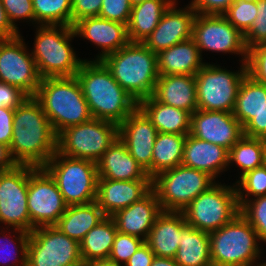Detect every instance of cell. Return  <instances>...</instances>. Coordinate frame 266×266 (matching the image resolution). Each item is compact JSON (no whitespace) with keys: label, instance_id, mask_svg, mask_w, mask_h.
<instances>
[{"label":"cell","instance_id":"cell-50","mask_svg":"<svg viewBox=\"0 0 266 266\" xmlns=\"http://www.w3.org/2000/svg\"><path fill=\"white\" fill-rule=\"evenodd\" d=\"M14 113V109L0 107V143L7 146L11 144Z\"/></svg>","mask_w":266,"mask_h":266},{"label":"cell","instance_id":"cell-11","mask_svg":"<svg viewBox=\"0 0 266 266\" xmlns=\"http://www.w3.org/2000/svg\"><path fill=\"white\" fill-rule=\"evenodd\" d=\"M232 72L206 63L195 75L198 109L232 113L243 78L248 74L247 63Z\"/></svg>","mask_w":266,"mask_h":266},{"label":"cell","instance_id":"cell-15","mask_svg":"<svg viewBox=\"0 0 266 266\" xmlns=\"http://www.w3.org/2000/svg\"><path fill=\"white\" fill-rule=\"evenodd\" d=\"M22 36L0 40V82L11 84L34 97L41 83L34 58Z\"/></svg>","mask_w":266,"mask_h":266},{"label":"cell","instance_id":"cell-27","mask_svg":"<svg viewBox=\"0 0 266 266\" xmlns=\"http://www.w3.org/2000/svg\"><path fill=\"white\" fill-rule=\"evenodd\" d=\"M191 38L157 54L159 75H196L206 64Z\"/></svg>","mask_w":266,"mask_h":266},{"label":"cell","instance_id":"cell-17","mask_svg":"<svg viewBox=\"0 0 266 266\" xmlns=\"http://www.w3.org/2000/svg\"><path fill=\"white\" fill-rule=\"evenodd\" d=\"M190 135L228 150L244 135L233 113L197 109L191 114Z\"/></svg>","mask_w":266,"mask_h":266},{"label":"cell","instance_id":"cell-38","mask_svg":"<svg viewBox=\"0 0 266 266\" xmlns=\"http://www.w3.org/2000/svg\"><path fill=\"white\" fill-rule=\"evenodd\" d=\"M236 181L235 187L238 201H248L249 196L266 195V166L248 171ZM245 192V193H244ZM245 194V195H244Z\"/></svg>","mask_w":266,"mask_h":266},{"label":"cell","instance_id":"cell-12","mask_svg":"<svg viewBox=\"0 0 266 266\" xmlns=\"http://www.w3.org/2000/svg\"><path fill=\"white\" fill-rule=\"evenodd\" d=\"M80 243L55 226H42L30 232L27 266H72L82 262Z\"/></svg>","mask_w":266,"mask_h":266},{"label":"cell","instance_id":"cell-5","mask_svg":"<svg viewBox=\"0 0 266 266\" xmlns=\"http://www.w3.org/2000/svg\"><path fill=\"white\" fill-rule=\"evenodd\" d=\"M34 49L35 60L41 78L75 76L84 60L76 56L70 44L75 32L65 25H37Z\"/></svg>","mask_w":266,"mask_h":266},{"label":"cell","instance_id":"cell-29","mask_svg":"<svg viewBox=\"0 0 266 266\" xmlns=\"http://www.w3.org/2000/svg\"><path fill=\"white\" fill-rule=\"evenodd\" d=\"M105 217L96 201L84 205H71L67 206L54 226L80 243L84 236Z\"/></svg>","mask_w":266,"mask_h":266},{"label":"cell","instance_id":"cell-13","mask_svg":"<svg viewBox=\"0 0 266 266\" xmlns=\"http://www.w3.org/2000/svg\"><path fill=\"white\" fill-rule=\"evenodd\" d=\"M27 204L31 231L54 226L67 208L56 181L44 167L30 166Z\"/></svg>","mask_w":266,"mask_h":266},{"label":"cell","instance_id":"cell-31","mask_svg":"<svg viewBox=\"0 0 266 266\" xmlns=\"http://www.w3.org/2000/svg\"><path fill=\"white\" fill-rule=\"evenodd\" d=\"M175 0H145L132 7L127 24L130 42H144L159 24L163 13Z\"/></svg>","mask_w":266,"mask_h":266},{"label":"cell","instance_id":"cell-24","mask_svg":"<svg viewBox=\"0 0 266 266\" xmlns=\"http://www.w3.org/2000/svg\"><path fill=\"white\" fill-rule=\"evenodd\" d=\"M97 164L98 179L152 180L131 156L125 143L118 137L104 152Z\"/></svg>","mask_w":266,"mask_h":266},{"label":"cell","instance_id":"cell-25","mask_svg":"<svg viewBox=\"0 0 266 266\" xmlns=\"http://www.w3.org/2000/svg\"><path fill=\"white\" fill-rule=\"evenodd\" d=\"M152 96L192 114L198 109L195 75H159Z\"/></svg>","mask_w":266,"mask_h":266},{"label":"cell","instance_id":"cell-30","mask_svg":"<svg viewBox=\"0 0 266 266\" xmlns=\"http://www.w3.org/2000/svg\"><path fill=\"white\" fill-rule=\"evenodd\" d=\"M174 260L179 266H212L209 233L185 222Z\"/></svg>","mask_w":266,"mask_h":266},{"label":"cell","instance_id":"cell-1","mask_svg":"<svg viewBox=\"0 0 266 266\" xmlns=\"http://www.w3.org/2000/svg\"><path fill=\"white\" fill-rule=\"evenodd\" d=\"M9 146L18 165L44 167L57 151V134L35 97H27L16 109Z\"/></svg>","mask_w":266,"mask_h":266},{"label":"cell","instance_id":"cell-26","mask_svg":"<svg viewBox=\"0 0 266 266\" xmlns=\"http://www.w3.org/2000/svg\"><path fill=\"white\" fill-rule=\"evenodd\" d=\"M185 222L182 212L163 211L157 217L145 241L155 256L175 257Z\"/></svg>","mask_w":266,"mask_h":266},{"label":"cell","instance_id":"cell-39","mask_svg":"<svg viewBox=\"0 0 266 266\" xmlns=\"http://www.w3.org/2000/svg\"><path fill=\"white\" fill-rule=\"evenodd\" d=\"M257 14V0H235L223 14L243 34L252 26Z\"/></svg>","mask_w":266,"mask_h":266},{"label":"cell","instance_id":"cell-55","mask_svg":"<svg viewBox=\"0 0 266 266\" xmlns=\"http://www.w3.org/2000/svg\"><path fill=\"white\" fill-rule=\"evenodd\" d=\"M86 266H122L118 265L110 260H96L86 262Z\"/></svg>","mask_w":266,"mask_h":266},{"label":"cell","instance_id":"cell-53","mask_svg":"<svg viewBox=\"0 0 266 266\" xmlns=\"http://www.w3.org/2000/svg\"><path fill=\"white\" fill-rule=\"evenodd\" d=\"M17 165L12 158L9 146L0 143V172L11 170Z\"/></svg>","mask_w":266,"mask_h":266},{"label":"cell","instance_id":"cell-58","mask_svg":"<svg viewBox=\"0 0 266 266\" xmlns=\"http://www.w3.org/2000/svg\"><path fill=\"white\" fill-rule=\"evenodd\" d=\"M72 266H86V263L84 261H82V262L74 264Z\"/></svg>","mask_w":266,"mask_h":266},{"label":"cell","instance_id":"cell-51","mask_svg":"<svg viewBox=\"0 0 266 266\" xmlns=\"http://www.w3.org/2000/svg\"><path fill=\"white\" fill-rule=\"evenodd\" d=\"M155 255L149 245L144 242L140 248L122 266H150Z\"/></svg>","mask_w":266,"mask_h":266},{"label":"cell","instance_id":"cell-10","mask_svg":"<svg viewBox=\"0 0 266 266\" xmlns=\"http://www.w3.org/2000/svg\"><path fill=\"white\" fill-rule=\"evenodd\" d=\"M235 185L215 183L198 195L181 212L188 225L211 233L230 222L240 212Z\"/></svg>","mask_w":266,"mask_h":266},{"label":"cell","instance_id":"cell-52","mask_svg":"<svg viewBox=\"0 0 266 266\" xmlns=\"http://www.w3.org/2000/svg\"><path fill=\"white\" fill-rule=\"evenodd\" d=\"M20 35L19 30L14 28L10 23L6 11L0 0V40L12 39Z\"/></svg>","mask_w":266,"mask_h":266},{"label":"cell","instance_id":"cell-37","mask_svg":"<svg viewBox=\"0 0 266 266\" xmlns=\"http://www.w3.org/2000/svg\"><path fill=\"white\" fill-rule=\"evenodd\" d=\"M238 201L240 214L251 224L260 241L266 242V195Z\"/></svg>","mask_w":266,"mask_h":266},{"label":"cell","instance_id":"cell-34","mask_svg":"<svg viewBox=\"0 0 266 266\" xmlns=\"http://www.w3.org/2000/svg\"><path fill=\"white\" fill-rule=\"evenodd\" d=\"M266 103V85L246 75L239 87L233 116L244 127Z\"/></svg>","mask_w":266,"mask_h":266},{"label":"cell","instance_id":"cell-32","mask_svg":"<svg viewBox=\"0 0 266 266\" xmlns=\"http://www.w3.org/2000/svg\"><path fill=\"white\" fill-rule=\"evenodd\" d=\"M117 231L112 217L106 216L80 242L82 260H108Z\"/></svg>","mask_w":266,"mask_h":266},{"label":"cell","instance_id":"cell-33","mask_svg":"<svg viewBox=\"0 0 266 266\" xmlns=\"http://www.w3.org/2000/svg\"><path fill=\"white\" fill-rule=\"evenodd\" d=\"M186 136L158 132L152 152V178L182 163Z\"/></svg>","mask_w":266,"mask_h":266},{"label":"cell","instance_id":"cell-28","mask_svg":"<svg viewBox=\"0 0 266 266\" xmlns=\"http://www.w3.org/2000/svg\"><path fill=\"white\" fill-rule=\"evenodd\" d=\"M138 108L161 133L188 135L191 114L183 109L163 104L153 96L138 102Z\"/></svg>","mask_w":266,"mask_h":266},{"label":"cell","instance_id":"cell-9","mask_svg":"<svg viewBox=\"0 0 266 266\" xmlns=\"http://www.w3.org/2000/svg\"><path fill=\"white\" fill-rule=\"evenodd\" d=\"M119 137V125L92 118L68 127L57 136V152L97 163Z\"/></svg>","mask_w":266,"mask_h":266},{"label":"cell","instance_id":"cell-41","mask_svg":"<svg viewBox=\"0 0 266 266\" xmlns=\"http://www.w3.org/2000/svg\"><path fill=\"white\" fill-rule=\"evenodd\" d=\"M144 242L139 237L117 231L108 260L124 265Z\"/></svg>","mask_w":266,"mask_h":266},{"label":"cell","instance_id":"cell-59","mask_svg":"<svg viewBox=\"0 0 266 266\" xmlns=\"http://www.w3.org/2000/svg\"><path fill=\"white\" fill-rule=\"evenodd\" d=\"M261 266H266V262H265V263L262 262V263H261Z\"/></svg>","mask_w":266,"mask_h":266},{"label":"cell","instance_id":"cell-16","mask_svg":"<svg viewBox=\"0 0 266 266\" xmlns=\"http://www.w3.org/2000/svg\"><path fill=\"white\" fill-rule=\"evenodd\" d=\"M192 39L201 56L202 51L233 53L241 55L242 63H247L248 49L244 34L236 29L224 15L196 14L193 22Z\"/></svg>","mask_w":266,"mask_h":266},{"label":"cell","instance_id":"cell-6","mask_svg":"<svg viewBox=\"0 0 266 266\" xmlns=\"http://www.w3.org/2000/svg\"><path fill=\"white\" fill-rule=\"evenodd\" d=\"M209 240L212 266H261L256 261L261 257L260 240L240 213L209 233Z\"/></svg>","mask_w":266,"mask_h":266},{"label":"cell","instance_id":"cell-22","mask_svg":"<svg viewBox=\"0 0 266 266\" xmlns=\"http://www.w3.org/2000/svg\"><path fill=\"white\" fill-rule=\"evenodd\" d=\"M163 212L158 197L152 189L141 200L112 215L119 232L146 241L157 217Z\"/></svg>","mask_w":266,"mask_h":266},{"label":"cell","instance_id":"cell-7","mask_svg":"<svg viewBox=\"0 0 266 266\" xmlns=\"http://www.w3.org/2000/svg\"><path fill=\"white\" fill-rule=\"evenodd\" d=\"M44 168L56 181L67 206L96 201L99 178L96 163L56 151Z\"/></svg>","mask_w":266,"mask_h":266},{"label":"cell","instance_id":"cell-19","mask_svg":"<svg viewBox=\"0 0 266 266\" xmlns=\"http://www.w3.org/2000/svg\"><path fill=\"white\" fill-rule=\"evenodd\" d=\"M176 5L175 0L143 42L155 54L192 38L193 22L197 13L189 4L185 9H177Z\"/></svg>","mask_w":266,"mask_h":266},{"label":"cell","instance_id":"cell-14","mask_svg":"<svg viewBox=\"0 0 266 266\" xmlns=\"http://www.w3.org/2000/svg\"><path fill=\"white\" fill-rule=\"evenodd\" d=\"M30 176L29 165L0 172V222L13 228L31 232L27 194Z\"/></svg>","mask_w":266,"mask_h":266},{"label":"cell","instance_id":"cell-57","mask_svg":"<svg viewBox=\"0 0 266 266\" xmlns=\"http://www.w3.org/2000/svg\"><path fill=\"white\" fill-rule=\"evenodd\" d=\"M264 165L266 166V139H264Z\"/></svg>","mask_w":266,"mask_h":266},{"label":"cell","instance_id":"cell-21","mask_svg":"<svg viewBox=\"0 0 266 266\" xmlns=\"http://www.w3.org/2000/svg\"><path fill=\"white\" fill-rule=\"evenodd\" d=\"M152 190V180L98 179L96 202L111 217L116 212L141 200Z\"/></svg>","mask_w":266,"mask_h":266},{"label":"cell","instance_id":"cell-45","mask_svg":"<svg viewBox=\"0 0 266 266\" xmlns=\"http://www.w3.org/2000/svg\"><path fill=\"white\" fill-rule=\"evenodd\" d=\"M7 17L14 28L18 30L15 21L25 19L35 22L32 0H1Z\"/></svg>","mask_w":266,"mask_h":266},{"label":"cell","instance_id":"cell-36","mask_svg":"<svg viewBox=\"0 0 266 266\" xmlns=\"http://www.w3.org/2000/svg\"><path fill=\"white\" fill-rule=\"evenodd\" d=\"M35 23L72 27V0H32Z\"/></svg>","mask_w":266,"mask_h":266},{"label":"cell","instance_id":"cell-8","mask_svg":"<svg viewBox=\"0 0 266 266\" xmlns=\"http://www.w3.org/2000/svg\"><path fill=\"white\" fill-rule=\"evenodd\" d=\"M215 183L208 173L180 164L153 177L152 189L163 211L181 212Z\"/></svg>","mask_w":266,"mask_h":266},{"label":"cell","instance_id":"cell-54","mask_svg":"<svg viewBox=\"0 0 266 266\" xmlns=\"http://www.w3.org/2000/svg\"><path fill=\"white\" fill-rule=\"evenodd\" d=\"M150 266H179L174 258L155 256Z\"/></svg>","mask_w":266,"mask_h":266},{"label":"cell","instance_id":"cell-4","mask_svg":"<svg viewBox=\"0 0 266 266\" xmlns=\"http://www.w3.org/2000/svg\"><path fill=\"white\" fill-rule=\"evenodd\" d=\"M34 97L57 135L93 118L76 76L43 78Z\"/></svg>","mask_w":266,"mask_h":266},{"label":"cell","instance_id":"cell-46","mask_svg":"<svg viewBox=\"0 0 266 266\" xmlns=\"http://www.w3.org/2000/svg\"><path fill=\"white\" fill-rule=\"evenodd\" d=\"M102 0H72V27L81 19L99 17Z\"/></svg>","mask_w":266,"mask_h":266},{"label":"cell","instance_id":"cell-40","mask_svg":"<svg viewBox=\"0 0 266 266\" xmlns=\"http://www.w3.org/2000/svg\"><path fill=\"white\" fill-rule=\"evenodd\" d=\"M13 230H14L13 233L15 232L16 235L19 233L16 237H15V234H13L14 235L13 237L15 238V240H13V239L11 240L10 238L9 239L6 238V241L8 240L6 243L4 242V240H3L4 243L3 242L1 243V241H0V243H1L0 244V249H1L0 250V252H1L0 261L4 260V262L3 263L1 262L0 265L2 264L1 266H3L5 264L4 266H6L10 263V259H13L14 260L13 263L12 264L10 263L8 266H19V265L20 266H27V250H28L30 233L27 231L21 230V229H17V228H13ZM8 244H10V245L13 244L12 248H10L11 246L7 248V246H9ZM13 250H15V251H13ZM15 252L17 255L19 252L21 253V254H19L20 258H19V256L16 257ZM1 257H3V258H1Z\"/></svg>","mask_w":266,"mask_h":266},{"label":"cell","instance_id":"cell-3","mask_svg":"<svg viewBox=\"0 0 266 266\" xmlns=\"http://www.w3.org/2000/svg\"><path fill=\"white\" fill-rule=\"evenodd\" d=\"M100 61L137 103L153 95L159 77L157 54L142 42H129Z\"/></svg>","mask_w":266,"mask_h":266},{"label":"cell","instance_id":"cell-23","mask_svg":"<svg viewBox=\"0 0 266 266\" xmlns=\"http://www.w3.org/2000/svg\"><path fill=\"white\" fill-rule=\"evenodd\" d=\"M181 164L208 173L216 180L229 167V150L188 134Z\"/></svg>","mask_w":266,"mask_h":266},{"label":"cell","instance_id":"cell-44","mask_svg":"<svg viewBox=\"0 0 266 266\" xmlns=\"http://www.w3.org/2000/svg\"><path fill=\"white\" fill-rule=\"evenodd\" d=\"M247 72L255 81L266 85V44L248 51Z\"/></svg>","mask_w":266,"mask_h":266},{"label":"cell","instance_id":"cell-42","mask_svg":"<svg viewBox=\"0 0 266 266\" xmlns=\"http://www.w3.org/2000/svg\"><path fill=\"white\" fill-rule=\"evenodd\" d=\"M256 15L252 26L244 34L248 51L255 46L266 44V0H257Z\"/></svg>","mask_w":266,"mask_h":266},{"label":"cell","instance_id":"cell-18","mask_svg":"<svg viewBox=\"0 0 266 266\" xmlns=\"http://www.w3.org/2000/svg\"><path fill=\"white\" fill-rule=\"evenodd\" d=\"M157 134L156 127L138 107L119 125V138L151 178L152 152Z\"/></svg>","mask_w":266,"mask_h":266},{"label":"cell","instance_id":"cell-35","mask_svg":"<svg viewBox=\"0 0 266 266\" xmlns=\"http://www.w3.org/2000/svg\"><path fill=\"white\" fill-rule=\"evenodd\" d=\"M240 167V175L264 165V139L243 135L229 150V165Z\"/></svg>","mask_w":266,"mask_h":266},{"label":"cell","instance_id":"cell-56","mask_svg":"<svg viewBox=\"0 0 266 266\" xmlns=\"http://www.w3.org/2000/svg\"><path fill=\"white\" fill-rule=\"evenodd\" d=\"M129 1H130L131 7H134L136 5L143 3L145 0H129Z\"/></svg>","mask_w":266,"mask_h":266},{"label":"cell","instance_id":"cell-48","mask_svg":"<svg viewBox=\"0 0 266 266\" xmlns=\"http://www.w3.org/2000/svg\"><path fill=\"white\" fill-rule=\"evenodd\" d=\"M27 97L19 88L0 82V107L15 110Z\"/></svg>","mask_w":266,"mask_h":266},{"label":"cell","instance_id":"cell-49","mask_svg":"<svg viewBox=\"0 0 266 266\" xmlns=\"http://www.w3.org/2000/svg\"><path fill=\"white\" fill-rule=\"evenodd\" d=\"M243 133L247 137L266 139V103L243 127Z\"/></svg>","mask_w":266,"mask_h":266},{"label":"cell","instance_id":"cell-47","mask_svg":"<svg viewBox=\"0 0 266 266\" xmlns=\"http://www.w3.org/2000/svg\"><path fill=\"white\" fill-rule=\"evenodd\" d=\"M235 0H192L189 4L200 15H223Z\"/></svg>","mask_w":266,"mask_h":266},{"label":"cell","instance_id":"cell-2","mask_svg":"<svg viewBox=\"0 0 266 266\" xmlns=\"http://www.w3.org/2000/svg\"><path fill=\"white\" fill-rule=\"evenodd\" d=\"M75 76L93 118L120 125L138 107L100 60H84Z\"/></svg>","mask_w":266,"mask_h":266},{"label":"cell","instance_id":"cell-20","mask_svg":"<svg viewBox=\"0 0 266 266\" xmlns=\"http://www.w3.org/2000/svg\"><path fill=\"white\" fill-rule=\"evenodd\" d=\"M76 37H82L94 43L102 50L95 60L116 52L129 41L127 25L100 17H87L73 25Z\"/></svg>","mask_w":266,"mask_h":266},{"label":"cell","instance_id":"cell-43","mask_svg":"<svg viewBox=\"0 0 266 266\" xmlns=\"http://www.w3.org/2000/svg\"><path fill=\"white\" fill-rule=\"evenodd\" d=\"M131 10L129 0H102L99 17L127 25Z\"/></svg>","mask_w":266,"mask_h":266}]
</instances>
